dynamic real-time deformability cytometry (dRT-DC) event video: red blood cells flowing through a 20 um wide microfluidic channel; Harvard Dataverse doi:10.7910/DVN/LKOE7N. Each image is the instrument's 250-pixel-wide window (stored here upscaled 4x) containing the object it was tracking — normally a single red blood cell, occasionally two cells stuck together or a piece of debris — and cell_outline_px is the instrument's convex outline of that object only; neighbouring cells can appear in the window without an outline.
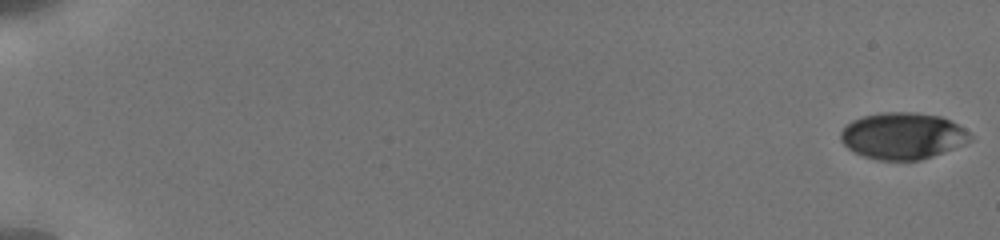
{"species": "human", "species_latin": "Homo sapiens", "temperature_condition": "cold", "stored_images_in_passage": 9, "camera_frame_rate_fps": 3000, "um_per_image_px": 0.085, "donor": {"sex": "male"}, "frame": {"image": 1, "passage_image": 1, "time_ms": 0.0, "image_size_px": [1000, 240], "cell_outline_px": [[976, 140], [932, 156], [920, 160], [876, 160], [864, 156], [848, 148], [840, 140], [840, 132], [852, 120], [864, 116], [880, 112], [916, 112], [940, 116], [952, 120], [972, 132]], "centroid_in_image_um": [76.81, 11.54], "position_along_channel_um": 8.2, "area_um2": 35.6}}
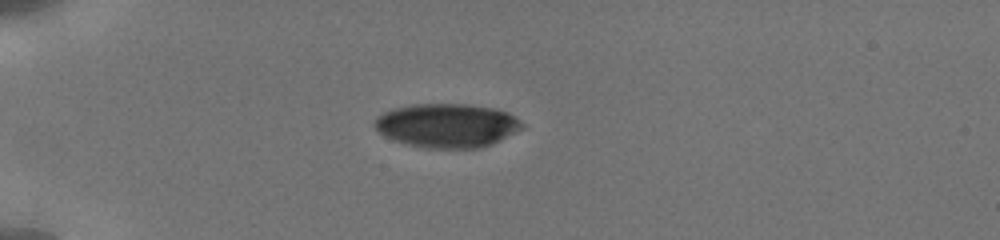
{"frame": {"image": 2, "passage_image": 7, "time_ms": 5.333, "image_size_px": [1000, 240], "cell_outline_px": [[524, 128], [492, 144], [480, 148], [428, 148], [408, 144], [384, 136], [372, 124], [376, 116], [392, 108], [412, 104], [468, 104], [496, 108], [508, 112], [520, 120], [524, 124]], "centroid_in_image_um": [38.01, 10.65], "position_along_channel_um": 47.0, "area_um2": 37.97}}
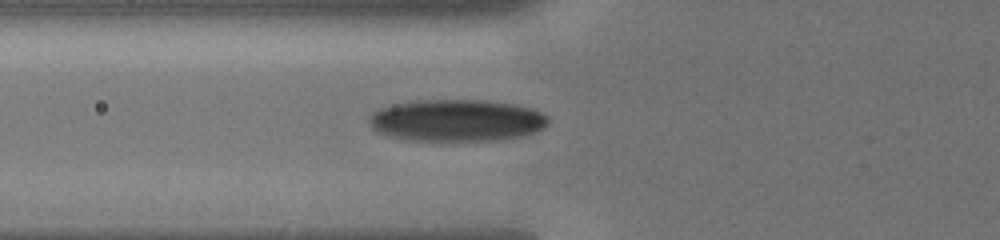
{"frame": {"image": 3, "passage_image": 9, "time_ms": 7.333, "image_size_px": [1000, 240], "cell_outline_px": [[548, 124], [544, 128], [536, 132], [524, 136], [496, 140], [404, 140], [388, 136], [376, 132], [368, 124], [368, 116], [372, 112], [380, 108], [392, 104], [416, 100], [484, 100], [516, 104], [532, 108], [548, 116]], "centroid_in_image_um": [38.79, 10.23], "position_along_channel_um": 87.0, "area_um2": 44.27}}